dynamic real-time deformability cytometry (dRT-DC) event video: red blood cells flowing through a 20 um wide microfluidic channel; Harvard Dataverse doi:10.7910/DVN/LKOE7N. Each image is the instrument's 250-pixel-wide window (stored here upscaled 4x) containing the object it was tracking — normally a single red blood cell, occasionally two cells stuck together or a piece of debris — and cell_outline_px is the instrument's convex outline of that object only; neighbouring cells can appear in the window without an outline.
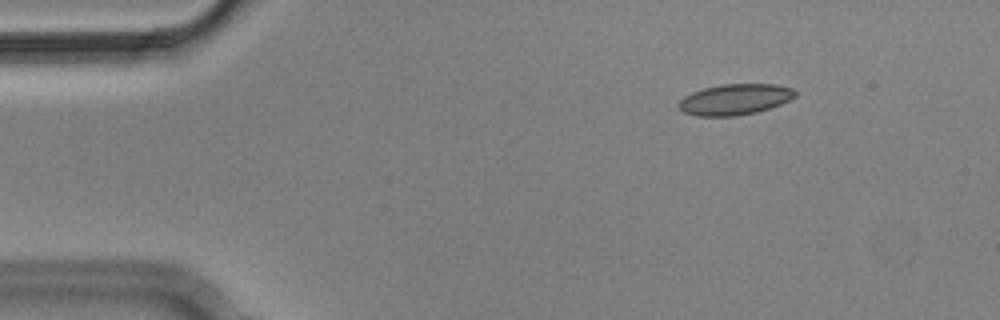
{"species": "Egyptian fruit bat (a non-hibernating species)", "species_latin": "Rousettus aegyptiacus", "temperature_condition": "cold", "stored_images_in_passage": 5, "camera_frame_rate_fps": 3000, "um_per_image_px": 0.085, "animal": {"sex": "male"}, "frame": {"image": 1, "passage_image": 3, "time_ms": 0.667, "image_size_px": [1000, 320], "cell_outline_px": [[796, 96], [780, 104], [756, 112], [736, 116], [696, 116], [684, 112], [680, 108], [680, 100], [684, 96], [692, 92], [704, 88], [720, 84], [776, 84], [792, 88], [796, 92]], "centroid_in_image_um": [62.47, 8.44], "position_along_channel_um": 22.5, "area_um2": 20.81}}